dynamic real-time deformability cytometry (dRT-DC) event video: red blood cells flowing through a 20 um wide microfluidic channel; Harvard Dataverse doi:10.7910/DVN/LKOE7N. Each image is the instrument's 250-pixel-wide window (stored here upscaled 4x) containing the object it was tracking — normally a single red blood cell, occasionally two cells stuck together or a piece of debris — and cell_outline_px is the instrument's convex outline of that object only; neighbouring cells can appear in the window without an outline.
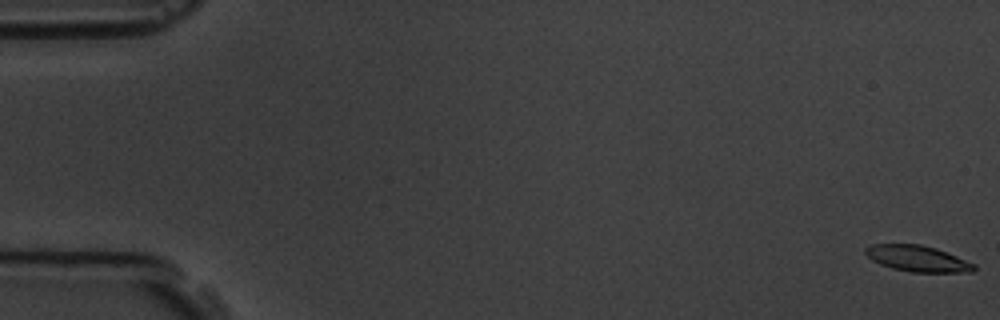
{"species": "common noctule bat (a hibernating species)", "species_latin": "Nyctalus noctula", "temperature_condition": "room temperature", "stored_images_in_passage": 6, "segment_of_instrument_passage": [1, 2], "camera_frame_rate_fps": 3000, "um_per_image_px": 0.085, "animal": {"sex": "male", "body_mass_g": 19.5, "forearm_length_mm": 54.6}, "frame": {"image": 1, "passage_image": 1, "time_ms": 0.0, "image_size_px": [1000, 320], "cell_outline_px": [[976, 268], [972, 272], [912, 272], [892, 268], [880, 264], [872, 260], [864, 252], [864, 248], [872, 244], [920, 244], [936, 248], [976, 264]], "centroid_in_image_um": [77.99, 21.97], "position_along_channel_um": 7.0, "area_um2": 16.47}}